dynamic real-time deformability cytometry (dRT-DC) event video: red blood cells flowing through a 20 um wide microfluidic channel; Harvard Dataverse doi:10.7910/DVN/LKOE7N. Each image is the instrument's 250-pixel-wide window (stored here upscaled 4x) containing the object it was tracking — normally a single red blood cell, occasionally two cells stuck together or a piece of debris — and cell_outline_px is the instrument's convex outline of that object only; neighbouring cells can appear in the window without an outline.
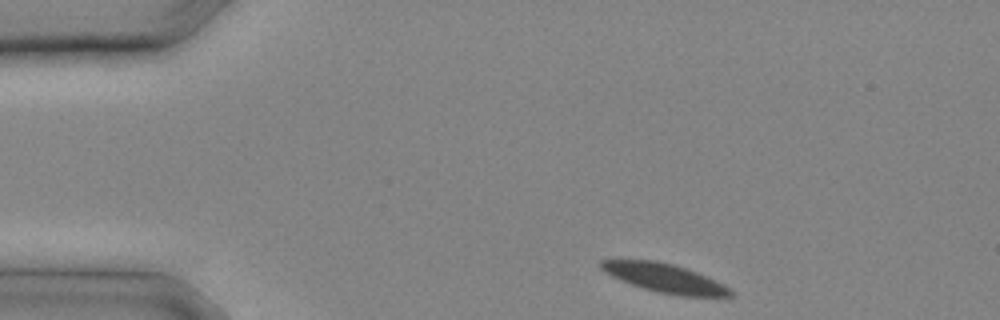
{"species": "common noctule bat (a hibernating species)", "species_latin": "Nyctalus noctula", "temperature_condition": "cold", "stored_images_in_passage": 16, "camera_frame_rate_fps": 3000, "um_per_image_px": 0.085, "animal": {"sex": "male", "body_mass_g": 20.4}, "frame": {"image": 1, "passage_image": 1, "time_ms": 0.0, "image_size_px": [1000, 320], "cell_outline_px": [[736, 292], [732, 296], [680, 296], [660, 292], [644, 288], [620, 280], [604, 272], [600, 268], [600, 260], [656, 260], [672, 264], [696, 272], [716, 280], [724, 284]], "centroid_in_image_um": [56.52, 23.64], "position_along_channel_um": 28.5, "area_um2": 21.56}}
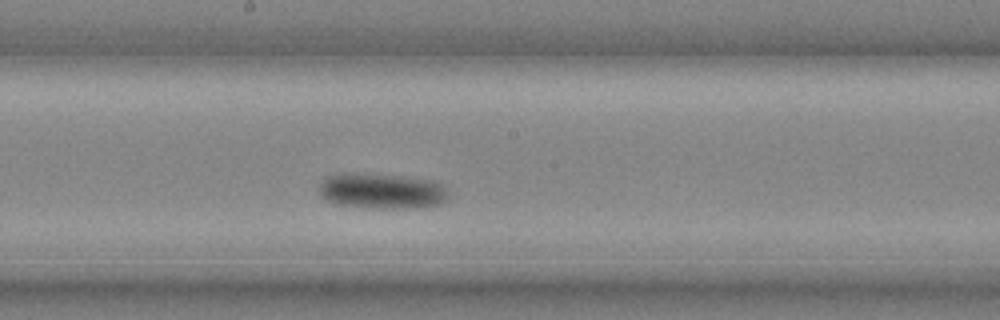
{"frame": {"image": 2, "passage_image": 11, "time_ms": 3.333, "image_size_px": [1000, 320], "cell_outline_px": [[448, 200], [440, 204], [416, 208], [368, 208], [336, 204], [328, 200], [320, 192], [320, 180], [324, 176], [340, 172], [344, 172], [388, 176], [428, 180], [440, 184], [444, 188], [448, 196]], "centroid_in_image_um": [32.39, 16.25], "position_along_channel_um": 215.8, "area_um2": 26.47}}
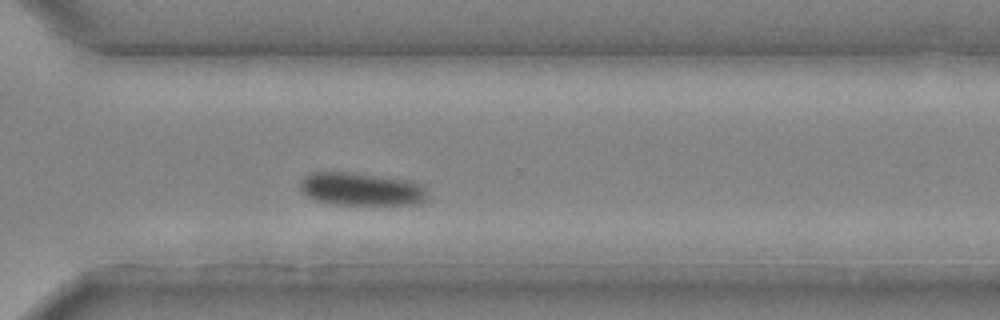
{"frame": {"image": 3, "passage_image": 16, "time_ms": 5.0, "image_size_px": [1000, 320], "cell_outline_px": [[428, 196], [420, 204], [332, 204], [316, 200], [308, 196], [300, 188], [300, 180], [304, 176], [312, 172], [348, 172], [404, 180], [420, 184], [428, 188]], "centroid_in_image_um": [30.71, 16.08], "position_along_channel_um": 339.9, "area_um2": 24.22}}